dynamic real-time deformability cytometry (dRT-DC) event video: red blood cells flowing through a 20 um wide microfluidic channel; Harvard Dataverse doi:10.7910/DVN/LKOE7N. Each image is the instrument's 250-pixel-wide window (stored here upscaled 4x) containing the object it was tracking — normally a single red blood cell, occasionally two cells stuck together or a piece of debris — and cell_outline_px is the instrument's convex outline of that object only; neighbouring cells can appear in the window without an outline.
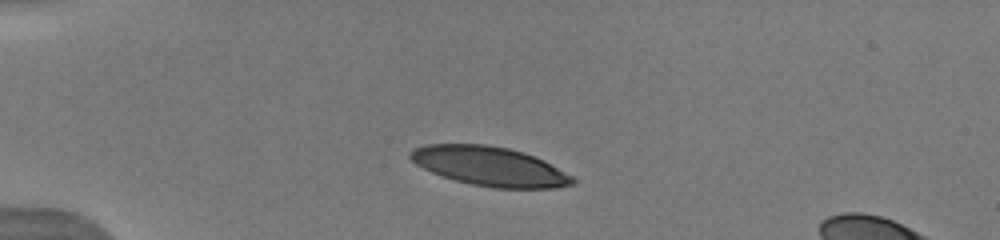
{"species": "human", "species_latin": "Homo sapiens", "temperature_condition": "warm", "stored_images_in_passage": 10, "camera_frame_rate_fps": 3000, "um_per_image_px": 0.085, "donor": {"sex": "male"}, "frame": {"image": 1, "passage_image": 4, "time_ms": 2.0, "image_size_px": [1000, 240], "cell_outline_px": [[576, 184], [556, 188], [492, 188], [472, 184], [456, 180], [432, 172], [416, 164], [408, 156], [408, 152], [412, 148], [424, 144], [488, 144], [508, 148], [524, 152], [544, 160], [576, 176]], "centroid_in_image_um": [41.68, 14.13], "position_along_channel_um": 43.3, "area_um2": 37.51}}